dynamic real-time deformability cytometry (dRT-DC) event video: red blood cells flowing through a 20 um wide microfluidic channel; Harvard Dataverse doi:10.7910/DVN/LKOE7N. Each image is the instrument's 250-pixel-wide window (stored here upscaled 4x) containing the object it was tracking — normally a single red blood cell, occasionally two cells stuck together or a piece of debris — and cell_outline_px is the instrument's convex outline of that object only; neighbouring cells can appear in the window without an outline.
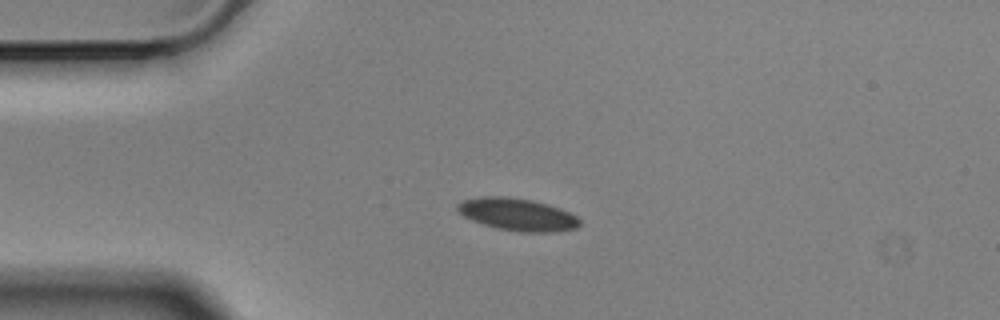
{"species": "Egyptian fruit bat (a non-hibernating species)", "species_latin": "Rousettus aegyptiacus", "temperature_condition": "cold", "stored_images_in_passage": 45, "camera_frame_rate_fps": 3000, "um_per_image_px": 0.085, "animal": {"sex": "male"}, "frame": {"image": 1, "passage_image": 1, "time_ms": 0.0, "image_size_px": [1000, 320], "cell_outline_px": [[580, 224], [576, 228], [552, 232], [520, 232], [496, 228], [472, 220], [456, 212], [456, 204], [464, 200], [480, 196], [508, 196], [532, 200], [548, 204], [560, 208], [576, 216], [580, 220]], "centroid_in_image_um": [43.95, 18.22], "position_along_channel_um": 41.0, "area_um2": 23.18}}
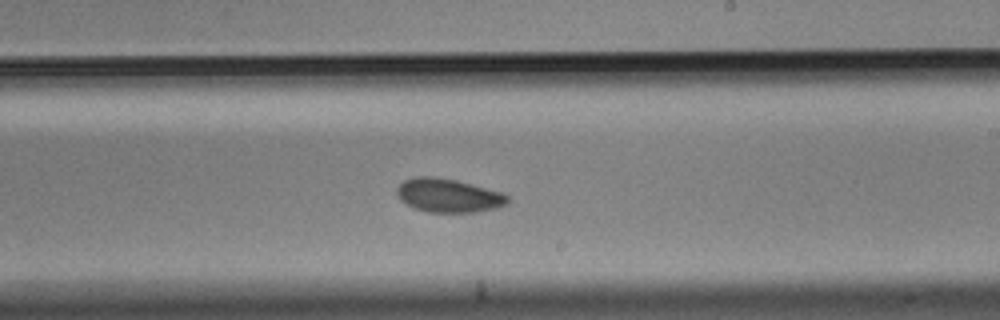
{"frame": {"image": 2, "passage_image": 21, "time_ms": 6.667, "image_size_px": [1000, 320], "cell_outline_px": [[508, 204], [496, 208], [476, 212], [428, 212], [412, 208], [400, 200], [396, 196], [396, 188], [404, 180], [416, 176], [432, 176], [456, 180], [500, 192], [508, 196]], "centroid_in_image_um": [38.06, 16.62], "position_along_channel_um": 250.9, "area_um2": 21.79}}
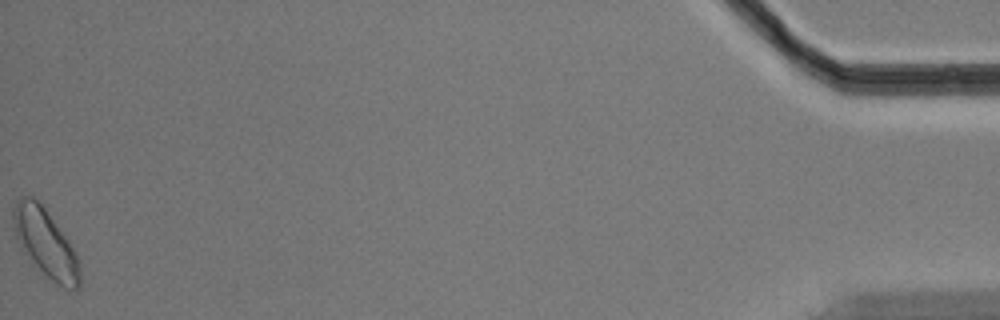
{"frame": {"image": 3, "passage_image": 45, "time_ms": 14.667, "image_size_px": [1000, 320], "cell_outline_px": [[80, 288], [72, 292], [56, 284], [28, 260], [12, 228], [12, 208], [20, 196], [32, 196], [44, 208], [68, 240], [76, 252], [80, 264]], "centroid_in_image_um": [3.87, 20.7], "position_along_channel_um": 431.3, "area_um2": 26.59}, "authors_computed_cell_mechanics": {"area_um2": 22.0218, "velocity_mm_per_s": 3.4943, "shape_relaxation_time_tau1_ms": 3.0049, "shape_relaxation_time_tau2_ms": 3.6281, "deformation_change_tau1": 0.0766, "deformation_change_tau2": 0.0671}}